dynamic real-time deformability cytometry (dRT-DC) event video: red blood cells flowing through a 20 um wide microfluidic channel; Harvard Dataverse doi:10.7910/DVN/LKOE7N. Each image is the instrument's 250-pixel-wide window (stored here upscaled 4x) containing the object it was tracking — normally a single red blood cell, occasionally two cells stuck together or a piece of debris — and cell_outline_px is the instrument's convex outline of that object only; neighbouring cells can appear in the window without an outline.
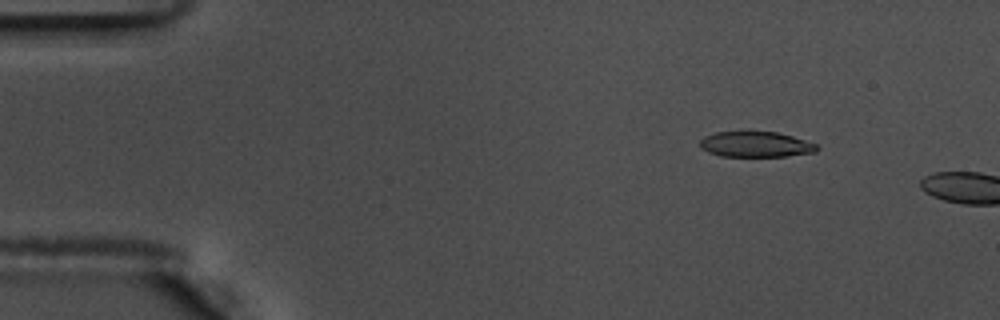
{"species": "common noctule bat (a hibernating species)", "species_latin": "Nyctalus noctula", "temperature_condition": "warm", "stored_images_in_passage": 10, "camera_frame_rate_fps": 3000, "um_per_image_px": 0.085, "animal": {"sex": "male", "body_mass_g": 17.5, "forearm_length_mm": 52.3}, "frame": {"image": 1, "passage_image": 7, "time_ms": 2.0, "image_size_px": [1000, 320], "cell_outline_px": [[820, 148], [816, 152], [788, 156], [720, 156], [708, 152], [700, 148], [700, 140], [704, 136], [716, 132], [776, 132], [792, 136], [820, 144]], "centroid_in_image_um": [64.28, 12.28], "position_along_channel_um": 20.7, "area_um2": 17.51}}